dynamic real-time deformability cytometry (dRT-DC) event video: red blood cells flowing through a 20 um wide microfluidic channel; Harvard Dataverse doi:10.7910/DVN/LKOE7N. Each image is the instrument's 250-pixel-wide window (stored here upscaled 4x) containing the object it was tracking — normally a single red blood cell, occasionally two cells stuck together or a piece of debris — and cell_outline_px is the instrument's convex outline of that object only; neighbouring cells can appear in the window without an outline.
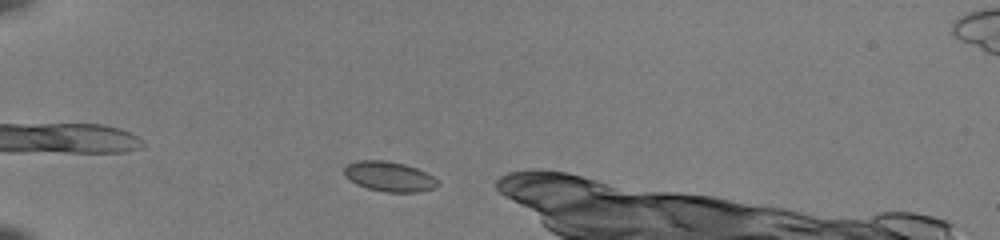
{"species": "common noctule bat (a hibernating species)", "species_latin": "Nyctalus noctula", "temperature_condition": "room temperature", "stored_images_in_passage": 13, "camera_frame_rate_fps": 3000, "um_per_image_px": 0.085, "animal": {"sex": "female", "body_mass_g": 22.0, "forearm_length_mm": 56.7}, "frame": {"image": 1, "passage_image": 3, "time_ms": 0.667, "image_size_px": [1000, 240], "cell_outline_px": [[440, 184], [436, 188], [420, 192], [384, 192], [368, 188], [356, 184], [344, 172], [344, 168], [348, 164], [356, 160], [388, 160], [404, 164], [416, 168], [432, 176]], "centroid_in_image_um": [33.11, 15.0], "position_along_channel_um": 51.9, "area_um2": 16.24}}
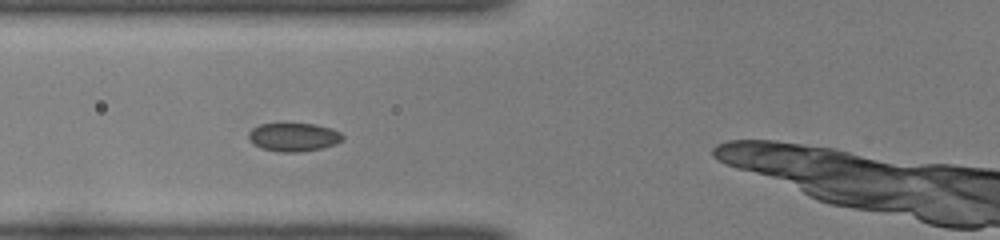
{"frame": {"image": 2, "passage_image": 9, "time_ms": 2.667, "image_size_px": [1000, 240], "cell_outline_px": [[344, 140], [336, 144], [320, 148], [300, 152], [276, 152], [260, 148], [252, 144], [248, 140], [248, 132], [252, 128], [260, 124], [284, 120], [312, 124], [328, 128], [340, 132], [344, 136]], "centroid_in_image_um": [24.88, 11.61], "position_along_channel_um": 100.9, "area_um2": 16.42}}
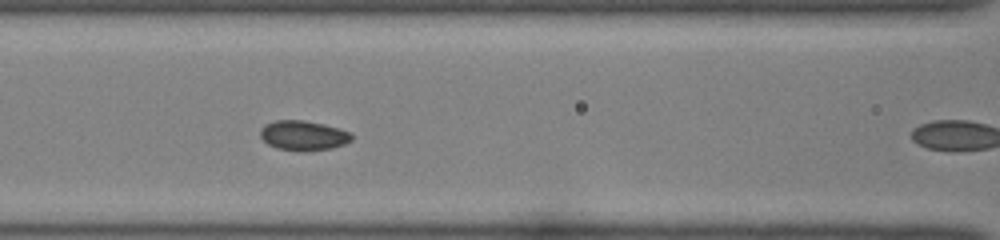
{"frame": {"image": 3, "passage_image": 12, "time_ms": 3.667, "image_size_px": [1000, 240], "cell_outline_px": [[352, 140], [344, 144], [332, 148], [304, 152], [300, 152], [276, 148], [268, 144], [260, 136], [260, 128], [264, 124], [276, 120], [300, 120], [324, 124], [352, 132]], "centroid_in_image_um": [25.78, 11.53], "position_along_channel_um": 140.8, "area_um2": 16.07}}